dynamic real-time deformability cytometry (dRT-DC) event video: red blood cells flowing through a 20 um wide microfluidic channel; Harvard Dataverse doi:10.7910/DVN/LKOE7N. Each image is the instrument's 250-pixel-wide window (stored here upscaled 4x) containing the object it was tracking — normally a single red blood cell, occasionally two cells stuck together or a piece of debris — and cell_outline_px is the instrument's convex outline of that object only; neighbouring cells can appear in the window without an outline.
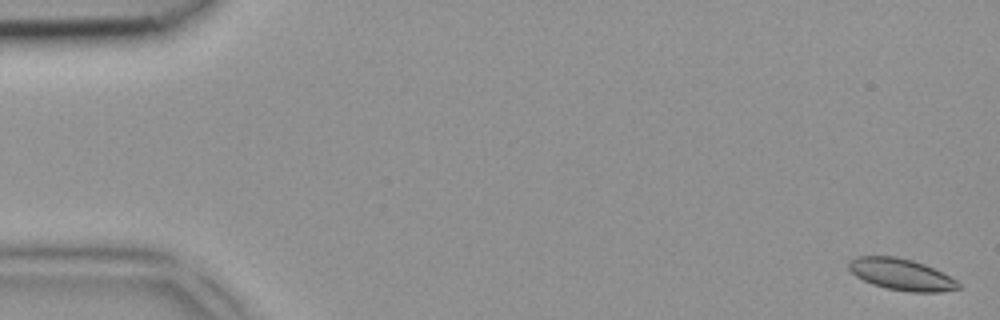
{"species": "common noctule bat (a hibernating species)", "species_latin": "Nyctalus noctula", "temperature_condition": "room temperature", "stored_images_in_passage": 6, "camera_frame_rate_fps": 3000, "um_per_image_px": 0.085, "animal": {"sex": "female", "body_mass_g": 18.4}, "frame": {"image": 1, "passage_image": 1, "time_ms": 0.0, "image_size_px": [1000, 320], "cell_outline_px": [[960, 288], [940, 292], [912, 292], [888, 288], [872, 284], [856, 276], [848, 268], [848, 260], [856, 256], [896, 256], [912, 260], [924, 264], [956, 280], [960, 284]], "centroid_in_image_um": [76.57, 23.31], "position_along_channel_um": 8.4, "area_um2": 19.94}}